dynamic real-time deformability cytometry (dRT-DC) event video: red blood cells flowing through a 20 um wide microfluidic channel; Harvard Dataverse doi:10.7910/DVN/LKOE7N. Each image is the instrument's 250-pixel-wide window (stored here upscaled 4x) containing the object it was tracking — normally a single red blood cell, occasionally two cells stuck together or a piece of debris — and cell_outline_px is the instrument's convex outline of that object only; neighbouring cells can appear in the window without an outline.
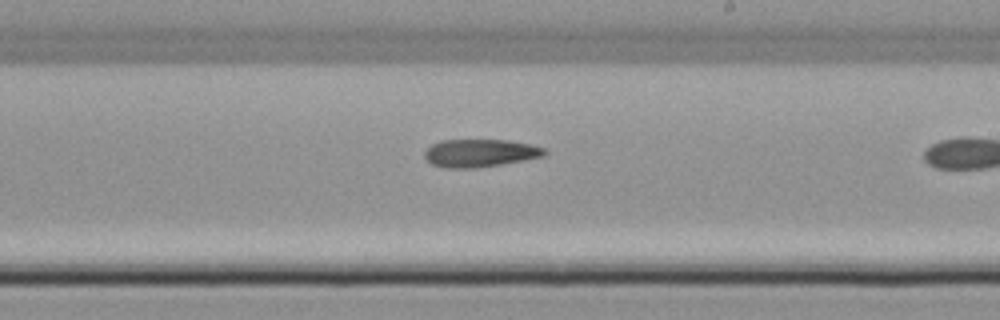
{"species": "common noctule bat (a hibernating species)", "species_latin": "Nyctalus noctula", "temperature_condition": "cold", "stored_images_in_passage": 26, "camera_frame_rate_fps": 3000, "um_per_image_px": 0.085, "animal": {"sex": "female", "body_mass_g": 22.7, "forearm_length_mm": 54.2}, "frame": {"image": 1, "passage_image": 22, "time_ms": 7.0, "image_size_px": [1000, 320], "cell_outline_px": [[548, 152], [544, 156], [524, 160], [476, 168], [444, 168], [432, 164], [424, 156], [424, 152], [432, 144], [440, 140], [508, 140], [532, 144], [544, 148]], "centroid_in_image_um": [40.81, 13.0], "position_along_channel_um": 248.2, "area_um2": 19.48}}